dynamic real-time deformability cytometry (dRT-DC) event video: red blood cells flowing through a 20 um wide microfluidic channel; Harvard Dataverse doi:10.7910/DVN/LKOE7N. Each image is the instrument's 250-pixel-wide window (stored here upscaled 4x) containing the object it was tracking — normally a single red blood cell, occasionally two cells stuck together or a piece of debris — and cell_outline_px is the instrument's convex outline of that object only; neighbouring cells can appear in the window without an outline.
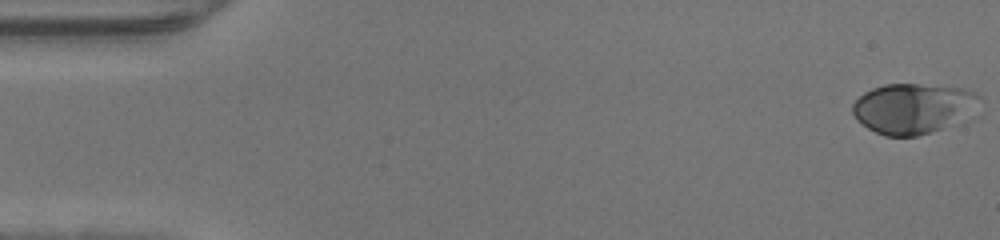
{"species": "human", "species_latin": "Homo sapiens", "temperature_condition": "warm", "stored_images_in_passage": 47, "camera_frame_rate_fps": 3000, "um_per_image_px": 0.085, "donor": {"sex": "male"}, "frame": {"image": 1, "passage_image": 1, "time_ms": 0.0, "image_size_px": [1000, 240], "cell_outline_px": [[984, 100], [980, 116], [972, 120], [916, 136], [884, 136], [868, 128], [856, 120], [852, 112], [852, 104], [864, 92], [872, 88], [884, 84], [920, 84], [964, 88], [976, 92]], "centroid_in_image_um": [77.81, 9.22], "position_along_channel_um": 7.2, "area_um2": 38.84}}
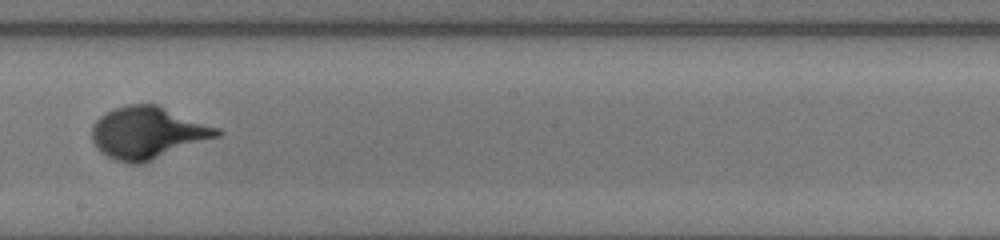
{"frame": {"image": 2, "passage_image": 27, "time_ms": 8.667, "image_size_px": [1000, 240], "cell_outline_px": [[224, 132], [220, 136], [152, 160], [140, 164], [128, 164], [116, 160], [100, 152], [92, 140], [92, 124], [104, 112], [128, 104], [156, 104], [220, 128]], "centroid_in_image_um": [12.56, 11.28], "position_along_channel_um": 235.6, "area_um2": 37.97}}
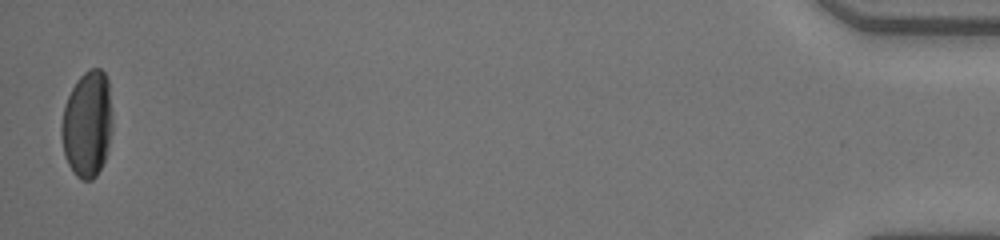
{"frame": {"image": 3, "passage_image": 47, "time_ms": 15.333, "image_size_px": [1000, 240], "cell_outline_px": [[112, 132], [108, 152], [96, 176], [92, 180], [80, 180], [72, 172], [64, 156], [60, 136], [60, 128], [64, 108], [68, 96], [76, 80], [88, 68], [100, 68], [104, 72], [108, 80], [112, 112]], "centroid_in_image_um": [7.42, 10.56], "position_along_channel_um": 427.8, "area_um2": 32.19}}